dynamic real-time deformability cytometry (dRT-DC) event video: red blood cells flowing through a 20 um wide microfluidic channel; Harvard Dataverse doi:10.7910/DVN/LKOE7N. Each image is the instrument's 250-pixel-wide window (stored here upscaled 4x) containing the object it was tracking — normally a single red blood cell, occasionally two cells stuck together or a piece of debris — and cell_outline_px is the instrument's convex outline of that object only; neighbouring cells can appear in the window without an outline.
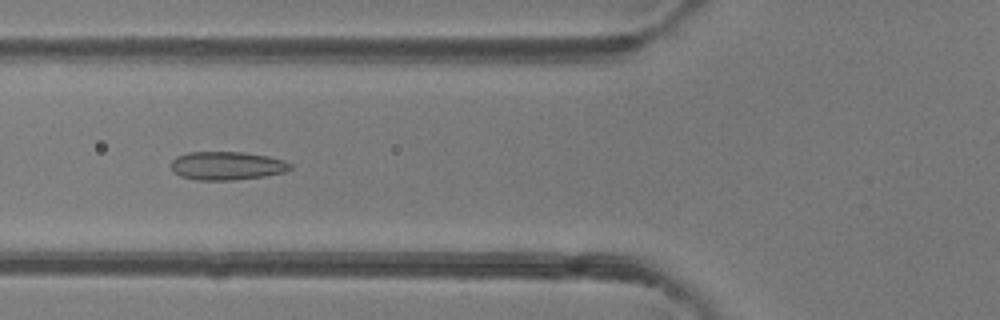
{"species": "common noctule bat (a hibernating species)", "species_latin": "Nyctalus noctula", "temperature_condition": "room temperature", "stored_images_in_passage": 6, "camera_frame_rate_fps": 3000, "um_per_image_px": 0.085, "animal": {"sex": "female"}, "frame": {"image": 1, "passage_image": 5, "time_ms": 4.667, "image_size_px": [1000, 320], "cell_outline_px": [[292, 168], [284, 172], [264, 176], [232, 180], [196, 180], [180, 176], [172, 168], [172, 160], [176, 156], [188, 152], [244, 152], [268, 156], [284, 160], [292, 164]], "centroid_in_image_um": [19.3, 14.08], "position_along_channel_um": 106.5, "area_um2": 19.71}}
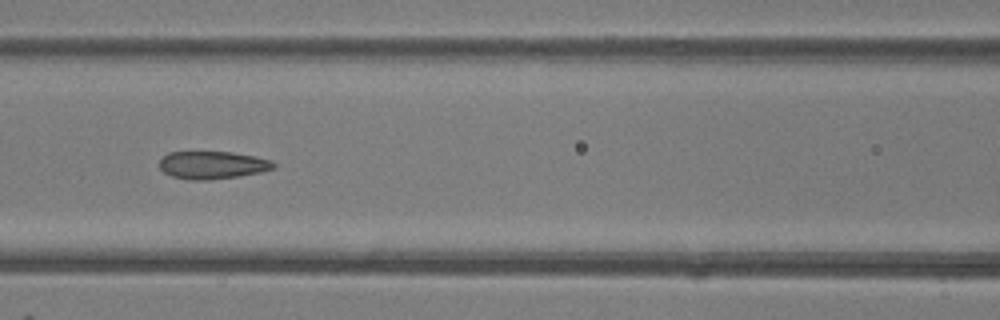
{"frame": {"image": 2, "passage_image": 6, "time_ms": 5.667, "image_size_px": [1000, 320], "cell_outline_px": [[276, 168], [260, 172], [240, 176], [212, 180], [188, 180], [172, 176], [164, 172], [160, 168], [160, 160], [168, 152], [232, 152], [256, 156], [272, 160], [276, 164]], "centroid_in_image_um": [18.09, 14.03], "position_along_channel_um": 148.5, "area_um2": 18.61}}